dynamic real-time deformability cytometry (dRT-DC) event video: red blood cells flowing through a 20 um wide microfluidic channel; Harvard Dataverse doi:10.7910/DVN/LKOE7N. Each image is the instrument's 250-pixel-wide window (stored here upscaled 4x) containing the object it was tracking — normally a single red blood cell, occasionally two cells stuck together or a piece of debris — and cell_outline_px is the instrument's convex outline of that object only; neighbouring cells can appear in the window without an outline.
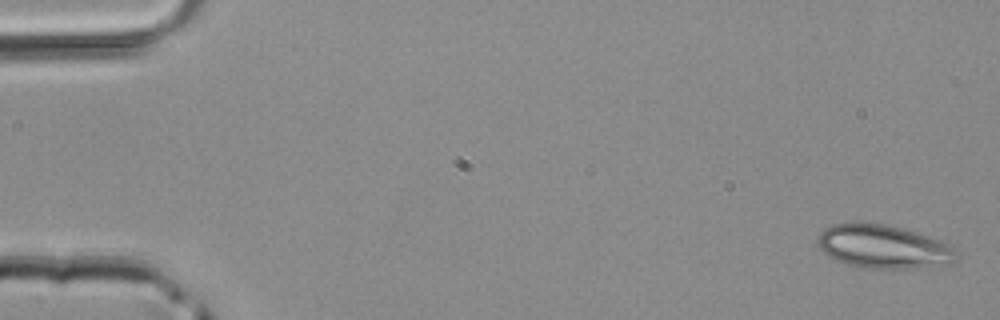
{"species": "common noctule bat (a hibernating species)", "species_latin": "Nyctalus noctula", "temperature_condition": "room temperature", "stored_images_in_passage": 5, "camera_frame_rate_fps": 3000, "um_per_image_px": 0.085, "animal": {"sex": "male", "body_mass_g": 20.4}, "frame": {"image": 1, "passage_image": 1, "time_ms": 0.0, "image_size_px": [1000, 320], "cell_outline_px": [[960, 256], [956, 260], [948, 264], [908, 268], [868, 268], [836, 260], [828, 256], [816, 244], [816, 236], [824, 228], [832, 224], [856, 220], [884, 224], [900, 228], [940, 240], [952, 244], [956, 248]], "centroid_in_image_um": [75.06, 20.93], "position_along_channel_um": 9.9, "area_um2": 35.55}}
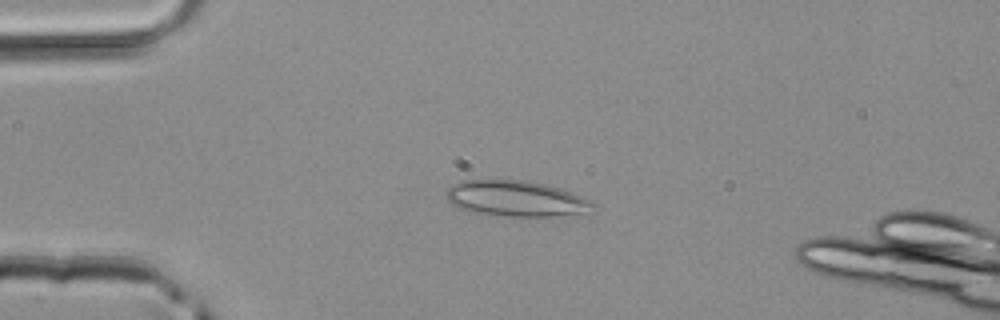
{"frame": {"image": 2, "passage_image": 3, "time_ms": 0.667, "image_size_px": [1000, 320], "cell_outline_px": [[596, 204], [584, 216], [508, 216], [476, 212], [460, 208], [452, 204], [444, 196], [444, 192], [452, 184], [460, 180], [524, 180], [544, 184], [560, 188], [592, 200]], "centroid_in_image_um": [43.91, 16.89], "position_along_channel_um": 41.1, "area_um2": 30.92}}
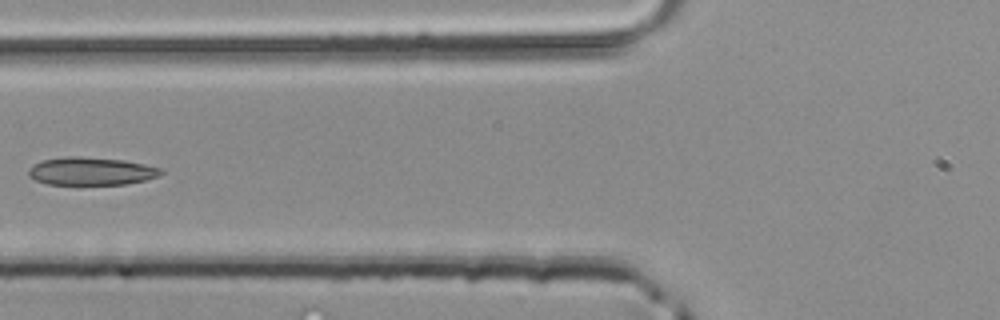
{"frame": {"image": 3, "passage_image": 5, "time_ms": 1.333, "image_size_px": [1000, 320], "cell_outline_px": [[164, 172], [160, 176], [144, 180], [124, 184], [48, 184], [36, 180], [28, 176], [28, 168], [32, 164], [40, 160], [68, 156], [80, 156], [124, 160], [144, 164], [160, 168]], "centroid_in_image_um": [7.71, 14.54], "position_along_channel_um": 118.1, "area_um2": 21.62}}